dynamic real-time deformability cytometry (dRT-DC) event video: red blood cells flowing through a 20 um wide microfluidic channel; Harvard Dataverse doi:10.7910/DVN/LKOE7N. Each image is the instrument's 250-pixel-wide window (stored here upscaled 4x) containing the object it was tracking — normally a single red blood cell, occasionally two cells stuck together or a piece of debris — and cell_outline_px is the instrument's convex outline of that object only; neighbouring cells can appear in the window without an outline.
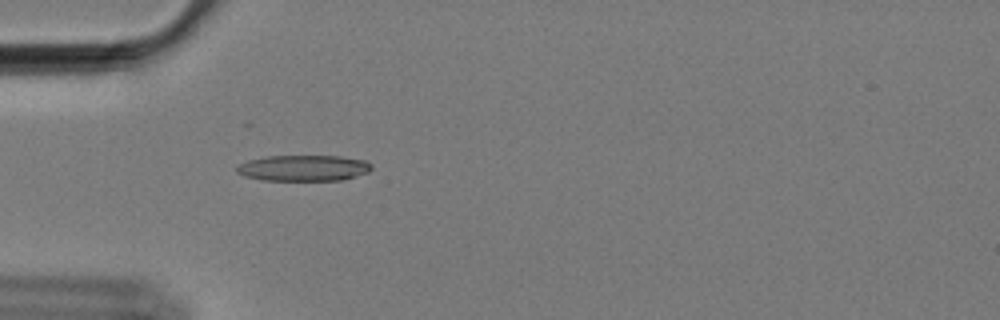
{"species": "Egyptian fruit bat (a non-hibernating species)", "species_latin": "Rousettus aegyptiacus", "temperature_condition": "cold", "stored_images_in_passage": 58, "camera_frame_rate_fps": 3000, "um_per_image_px": 0.085, "animal": {"sex": "female"}, "frame": {"image": 1, "passage_image": 18, "time_ms": 5.667, "image_size_px": [1000, 320], "cell_outline_px": [[372, 168], [368, 172], [344, 180], [260, 180], [244, 176], [236, 172], [236, 164], [248, 160], [268, 156], [340, 156], [364, 160], [372, 164]], "centroid_in_image_um": [25.77, 14.28], "position_along_channel_um": 59.2, "area_um2": 20.52}}
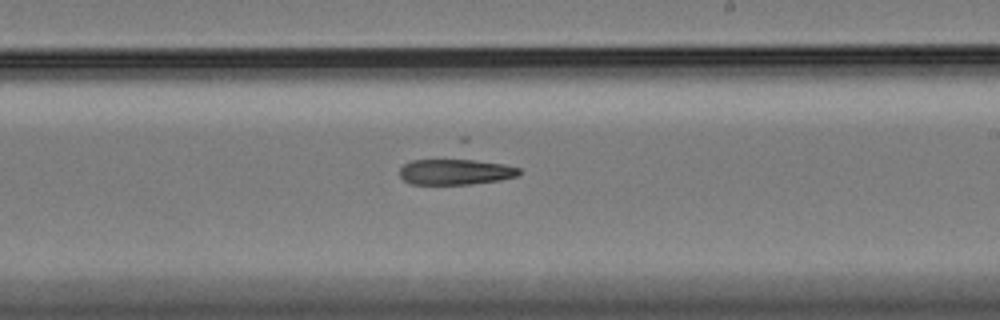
{"frame": {"image": 2, "passage_image": 35, "time_ms": 11.333, "image_size_px": [1000, 320], "cell_outline_px": [[520, 172], [516, 176], [500, 180], [472, 184], [412, 184], [404, 180], [400, 176], [400, 168], [404, 164], [412, 160], [460, 156], [464, 156], [504, 164], [520, 168]], "centroid_in_image_um": [38.72, 14.54], "position_along_channel_um": 250.3, "area_um2": 18.96}}
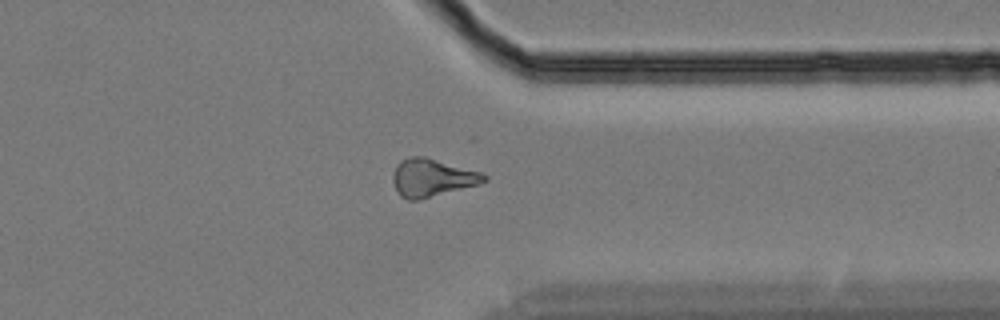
{"frame": {"image": 3, "passage_image": 46, "time_ms": 15.0, "image_size_px": [1000, 320], "cell_outline_px": [[488, 180], [476, 184], [416, 200], [408, 200], [400, 196], [392, 180], [392, 176], [396, 164], [400, 160], [412, 156], [424, 156], [480, 172], [488, 176]], "centroid_in_image_um": [36.67, 15.08], "position_along_channel_um": 374.7, "area_um2": 19.65}, "authors_computed_cell_mechanics": {"area_um2": 19.6809, "velocity_mm_per_s": 3.4416, "shape_relaxation_time_tau1_ms": null, "shape_relaxation_time_tau2_ms": 1.9774, "deformation_change_tau1": null, "deformation_change_tau2": 0.0912}}